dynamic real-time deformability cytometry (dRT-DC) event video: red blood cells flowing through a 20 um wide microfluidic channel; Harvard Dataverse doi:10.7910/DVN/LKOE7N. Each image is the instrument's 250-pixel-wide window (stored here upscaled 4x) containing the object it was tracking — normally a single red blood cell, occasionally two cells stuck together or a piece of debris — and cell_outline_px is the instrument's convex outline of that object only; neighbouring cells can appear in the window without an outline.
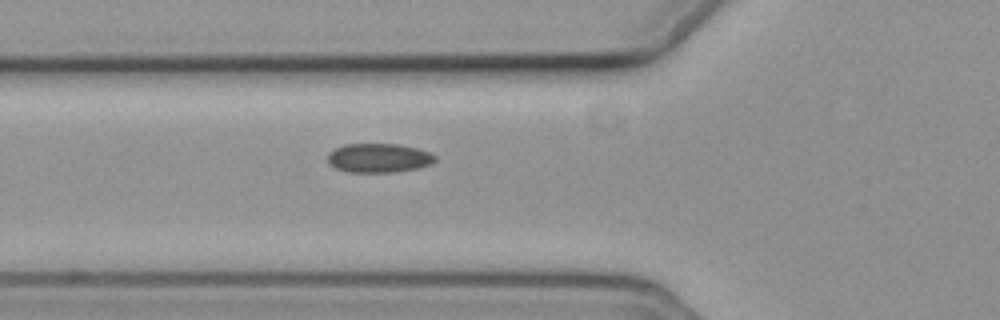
{"species": "common noctule bat (a hibernating species)", "species_latin": "Nyctalus noctula", "temperature_condition": "cold", "stored_images_in_passage": 6, "camera_frame_rate_fps": 3000, "um_per_image_px": 0.085, "animal": {"sex": "female", "body_mass_g": 19.3, "forearm_length_mm": 54.1}, "frame": {"image": 1, "passage_image": 6, "time_ms": 6.333, "image_size_px": [1000, 320], "cell_outline_px": [[436, 160], [432, 164], [416, 168], [392, 172], [348, 172], [336, 168], [328, 164], [328, 152], [344, 144], [400, 144], [416, 148], [428, 152], [436, 156]], "centroid_in_image_um": [32.17, 13.42], "position_along_channel_um": 93.6, "area_um2": 18.21}}